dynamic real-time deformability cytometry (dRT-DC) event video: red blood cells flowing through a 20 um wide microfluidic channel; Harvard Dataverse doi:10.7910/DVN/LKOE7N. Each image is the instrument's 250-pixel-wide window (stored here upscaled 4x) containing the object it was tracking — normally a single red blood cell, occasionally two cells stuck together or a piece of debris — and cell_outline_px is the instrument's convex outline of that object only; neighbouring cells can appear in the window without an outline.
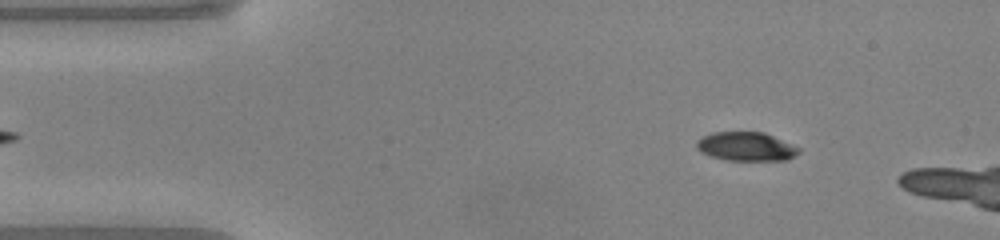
{"species": "common noctule bat (a hibernating species)", "species_latin": "Nyctalus noctula", "temperature_condition": "warm", "stored_images_in_passage": 40, "camera_frame_rate_fps": 3000, "um_per_image_px": 0.085, "animal": {"sex": "male", "body_mass_g": 20.0, "forearm_length_mm": 53.3}, "frame": {"image": 1, "passage_image": 3, "time_ms": 0.667, "image_size_px": [1000, 240], "cell_outline_px": [[800, 152], [796, 156], [788, 160], [724, 160], [700, 152], [696, 148], [696, 140], [712, 132], [764, 132], [800, 148]], "centroid_in_image_um": [63.42, 12.46], "position_along_channel_um": 21.6, "area_um2": 17.22}}
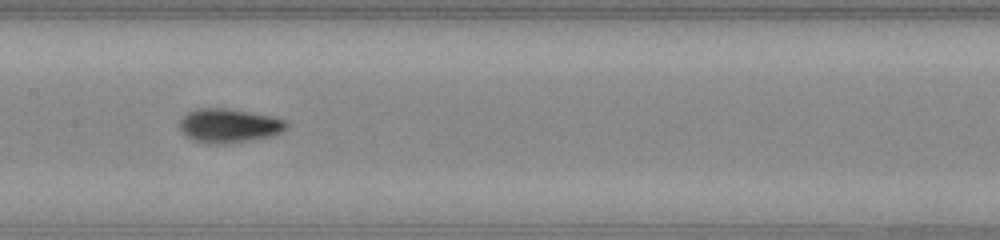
{"frame": {"image": 2, "passage_image": 20, "time_ms": 6.333, "image_size_px": [1000, 240], "cell_outline_px": [[288, 128], [280, 132], [268, 136], [220, 144], [212, 144], [196, 140], [188, 136], [180, 128], [180, 120], [188, 112], [196, 108], [228, 108], [272, 116], [284, 120], [288, 124]], "centroid_in_image_um": [19.46, 10.65], "position_along_channel_um": 187.9, "area_um2": 20.63}}
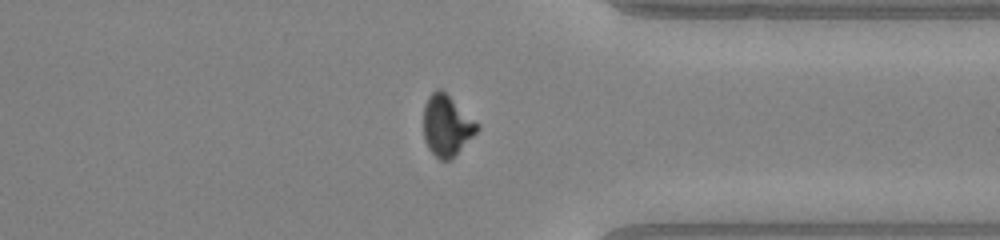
{"frame": {"image": 3, "passage_image": 34, "time_ms": 11.0, "image_size_px": [1000, 240], "cell_outline_px": [[480, 128], [448, 160], [440, 160], [428, 148], [424, 140], [424, 104], [428, 96], [436, 88], [440, 88], [480, 124]], "centroid_in_image_um": [37.95, 10.63], "position_along_channel_um": 373.5, "area_um2": 18.67}, "authors_computed_cell_mechanics": {"area_um2": 19.5653, "velocity_mm_per_s": 4.126, "shape_relaxation_time_tau1_ms": 4.4534, "shape_relaxation_time_tau2_ms": 0.9897, "deformation_change_tau1": 0.1982, "deformation_change_tau2": 0.0534}}